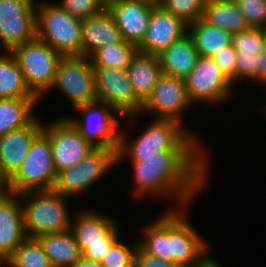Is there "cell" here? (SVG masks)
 Wrapping results in <instances>:
<instances>
[{
    "label": "cell",
    "instance_id": "obj_38",
    "mask_svg": "<svg viewBox=\"0 0 266 267\" xmlns=\"http://www.w3.org/2000/svg\"><path fill=\"white\" fill-rule=\"evenodd\" d=\"M213 60L219 66L220 70L227 78L235 84V65H236V50L231 45L224 47V50L217 52L212 56Z\"/></svg>",
    "mask_w": 266,
    "mask_h": 267
},
{
    "label": "cell",
    "instance_id": "obj_20",
    "mask_svg": "<svg viewBox=\"0 0 266 267\" xmlns=\"http://www.w3.org/2000/svg\"><path fill=\"white\" fill-rule=\"evenodd\" d=\"M19 199V194L0 193V254L6 259L27 239Z\"/></svg>",
    "mask_w": 266,
    "mask_h": 267
},
{
    "label": "cell",
    "instance_id": "obj_32",
    "mask_svg": "<svg viewBox=\"0 0 266 267\" xmlns=\"http://www.w3.org/2000/svg\"><path fill=\"white\" fill-rule=\"evenodd\" d=\"M266 37V29L252 28L232 33L231 44L236 52L260 54Z\"/></svg>",
    "mask_w": 266,
    "mask_h": 267
},
{
    "label": "cell",
    "instance_id": "obj_14",
    "mask_svg": "<svg viewBox=\"0 0 266 267\" xmlns=\"http://www.w3.org/2000/svg\"><path fill=\"white\" fill-rule=\"evenodd\" d=\"M36 37V4L33 0H0V43L11 52Z\"/></svg>",
    "mask_w": 266,
    "mask_h": 267
},
{
    "label": "cell",
    "instance_id": "obj_3",
    "mask_svg": "<svg viewBox=\"0 0 266 267\" xmlns=\"http://www.w3.org/2000/svg\"><path fill=\"white\" fill-rule=\"evenodd\" d=\"M19 197L22 202L24 230L27 238L70 230L72 221L67 210L69 197L62 196L53 190L23 192L19 194Z\"/></svg>",
    "mask_w": 266,
    "mask_h": 267
},
{
    "label": "cell",
    "instance_id": "obj_29",
    "mask_svg": "<svg viewBox=\"0 0 266 267\" xmlns=\"http://www.w3.org/2000/svg\"><path fill=\"white\" fill-rule=\"evenodd\" d=\"M40 99L0 98V136L28 125Z\"/></svg>",
    "mask_w": 266,
    "mask_h": 267
},
{
    "label": "cell",
    "instance_id": "obj_34",
    "mask_svg": "<svg viewBox=\"0 0 266 267\" xmlns=\"http://www.w3.org/2000/svg\"><path fill=\"white\" fill-rule=\"evenodd\" d=\"M206 0H163L160 6L187 24L202 17Z\"/></svg>",
    "mask_w": 266,
    "mask_h": 267
},
{
    "label": "cell",
    "instance_id": "obj_35",
    "mask_svg": "<svg viewBox=\"0 0 266 267\" xmlns=\"http://www.w3.org/2000/svg\"><path fill=\"white\" fill-rule=\"evenodd\" d=\"M249 27L266 29V0H234Z\"/></svg>",
    "mask_w": 266,
    "mask_h": 267
},
{
    "label": "cell",
    "instance_id": "obj_5",
    "mask_svg": "<svg viewBox=\"0 0 266 267\" xmlns=\"http://www.w3.org/2000/svg\"><path fill=\"white\" fill-rule=\"evenodd\" d=\"M56 176L50 139L42 131L32 142L21 167L7 181L6 192L50 191Z\"/></svg>",
    "mask_w": 266,
    "mask_h": 267
},
{
    "label": "cell",
    "instance_id": "obj_17",
    "mask_svg": "<svg viewBox=\"0 0 266 267\" xmlns=\"http://www.w3.org/2000/svg\"><path fill=\"white\" fill-rule=\"evenodd\" d=\"M186 34H188V24L185 21L161 6H154L144 39L138 46V52L158 55Z\"/></svg>",
    "mask_w": 266,
    "mask_h": 267
},
{
    "label": "cell",
    "instance_id": "obj_30",
    "mask_svg": "<svg viewBox=\"0 0 266 267\" xmlns=\"http://www.w3.org/2000/svg\"><path fill=\"white\" fill-rule=\"evenodd\" d=\"M137 52L135 44L122 40L99 48L90 56V60L93 67L126 69Z\"/></svg>",
    "mask_w": 266,
    "mask_h": 267
},
{
    "label": "cell",
    "instance_id": "obj_36",
    "mask_svg": "<svg viewBox=\"0 0 266 267\" xmlns=\"http://www.w3.org/2000/svg\"><path fill=\"white\" fill-rule=\"evenodd\" d=\"M57 4L74 18L81 21L104 9L98 0H62Z\"/></svg>",
    "mask_w": 266,
    "mask_h": 267
},
{
    "label": "cell",
    "instance_id": "obj_37",
    "mask_svg": "<svg viewBox=\"0 0 266 267\" xmlns=\"http://www.w3.org/2000/svg\"><path fill=\"white\" fill-rule=\"evenodd\" d=\"M260 61L259 54H242L236 52L235 84L245 79L257 81V68Z\"/></svg>",
    "mask_w": 266,
    "mask_h": 267
},
{
    "label": "cell",
    "instance_id": "obj_42",
    "mask_svg": "<svg viewBox=\"0 0 266 267\" xmlns=\"http://www.w3.org/2000/svg\"><path fill=\"white\" fill-rule=\"evenodd\" d=\"M119 1L120 0H98V2L100 3V5L104 9L110 8L113 4L118 3Z\"/></svg>",
    "mask_w": 266,
    "mask_h": 267
},
{
    "label": "cell",
    "instance_id": "obj_16",
    "mask_svg": "<svg viewBox=\"0 0 266 267\" xmlns=\"http://www.w3.org/2000/svg\"><path fill=\"white\" fill-rule=\"evenodd\" d=\"M192 105L186 93L185 80L162 74L151 95L142 104L141 113L153 114L155 119H172L182 123L181 114Z\"/></svg>",
    "mask_w": 266,
    "mask_h": 267
},
{
    "label": "cell",
    "instance_id": "obj_10",
    "mask_svg": "<svg viewBox=\"0 0 266 267\" xmlns=\"http://www.w3.org/2000/svg\"><path fill=\"white\" fill-rule=\"evenodd\" d=\"M117 152L94 149L79 164L58 172L52 190L66 197L84 193L103 178L109 169L117 166Z\"/></svg>",
    "mask_w": 266,
    "mask_h": 267
},
{
    "label": "cell",
    "instance_id": "obj_26",
    "mask_svg": "<svg viewBox=\"0 0 266 267\" xmlns=\"http://www.w3.org/2000/svg\"><path fill=\"white\" fill-rule=\"evenodd\" d=\"M161 213L143 227L144 238L139 239V247L149 255L158 257L163 261L172 262L170 255V209Z\"/></svg>",
    "mask_w": 266,
    "mask_h": 267
},
{
    "label": "cell",
    "instance_id": "obj_4",
    "mask_svg": "<svg viewBox=\"0 0 266 267\" xmlns=\"http://www.w3.org/2000/svg\"><path fill=\"white\" fill-rule=\"evenodd\" d=\"M36 37L62 56H82V21L57 2L36 3Z\"/></svg>",
    "mask_w": 266,
    "mask_h": 267
},
{
    "label": "cell",
    "instance_id": "obj_19",
    "mask_svg": "<svg viewBox=\"0 0 266 267\" xmlns=\"http://www.w3.org/2000/svg\"><path fill=\"white\" fill-rule=\"evenodd\" d=\"M153 7L140 0H120L108 9L122 39L138 47L144 39Z\"/></svg>",
    "mask_w": 266,
    "mask_h": 267
},
{
    "label": "cell",
    "instance_id": "obj_11",
    "mask_svg": "<svg viewBox=\"0 0 266 267\" xmlns=\"http://www.w3.org/2000/svg\"><path fill=\"white\" fill-rule=\"evenodd\" d=\"M68 98L73 107L97 100L95 74L90 57L63 56L52 85Z\"/></svg>",
    "mask_w": 266,
    "mask_h": 267
},
{
    "label": "cell",
    "instance_id": "obj_27",
    "mask_svg": "<svg viewBox=\"0 0 266 267\" xmlns=\"http://www.w3.org/2000/svg\"><path fill=\"white\" fill-rule=\"evenodd\" d=\"M0 98L39 99L28 88L20 65L11 52L0 54Z\"/></svg>",
    "mask_w": 266,
    "mask_h": 267
},
{
    "label": "cell",
    "instance_id": "obj_45",
    "mask_svg": "<svg viewBox=\"0 0 266 267\" xmlns=\"http://www.w3.org/2000/svg\"><path fill=\"white\" fill-rule=\"evenodd\" d=\"M4 265H7V259L2 254H0V267H4Z\"/></svg>",
    "mask_w": 266,
    "mask_h": 267
},
{
    "label": "cell",
    "instance_id": "obj_6",
    "mask_svg": "<svg viewBox=\"0 0 266 267\" xmlns=\"http://www.w3.org/2000/svg\"><path fill=\"white\" fill-rule=\"evenodd\" d=\"M11 53L20 65L28 88L41 100L51 91L63 56L38 37L16 46Z\"/></svg>",
    "mask_w": 266,
    "mask_h": 267
},
{
    "label": "cell",
    "instance_id": "obj_8",
    "mask_svg": "<svg viewBox=\"0 0 266 267\" xmlns=\"http://www.w3.org/2000/svg\"><path fill=\"white\" fill-rule=\"evenodd\" d=\"M186 208L170 209V255L180 267H211L217 259L209 258V245L187 221Z\"/></svg>",
    "mask_w": 266,
    "mask_h": 267
},
{
    "label": "cell",
    "instance_id": "obj_43",
    "mask_svg": "<svg viewBox=\"0 0 266 267\" xmlns=\"http://www.w3.org/2000/svg\"><path fill=\"white\" fill-rule=\"evenodd\" d=\"M7 187V180L3 177L0 171V193L5 192Z\"/></svg>",
    "mask_w": 266,
    "mask_h": 267
},
{
    "label": "cell",
    "instance_id": "obj_2",
    "mask_svg": "<svg viewBox=\"0 0 266 267\" xmlns=\"http://www.w3.org/2000/svg\"><path fill=\"white\" fill-rule=\"evenodd\" d=\"M183 123L172 119H153L134 141L125 140L127 136L121 131L120 145L117 152V164L129 158L139 162L168 150H203L200 142L188 131Z\"/></svg>",
    "mask_w": 266,
    "mask_h": 267
},
{
    "label": "cell",
    "instance_id": "obj_46",
    "mask_svg": "<svg viewBox=\"0 0 266 267\" xmlns=\"http://www.w3.org/2000/svg\"><path fill=\"white\" fill-rule=\"evenodd\" d=\"M211 267H222V266L218 261H216Z\"/></svg>",
    "mask_w": 266,
    "mask_h": 267
},
{
    "label": "cell",
    "instance_id": "obj_18",
    "mask_svg": "<svg viewBox=\"0 0 266 267\" xmlns=\"http://www.w3.org/2000/svg\"><path fill=\"white\" fill-rule=\"evenodd\" d=\"M43 125L36 117L25 127L0 136V171L7 181L21 167Z\"/></svg>",
    "mask_w": 266,
    "mask_h": 267
},
{
    "label": "cell",
    "instance_id": "obj_41",
    "mask_svg": "<svg viewBox=\"0 0 266 267\" xmlns=\"http://www.w3.org/2000/svg\"><path fill=\"white\" fill-rule=\"evenodd\" d=\"M73 267H102L99 261L89 260L82 257Z\"/></svg>",
    "mask_w": 266,
    "mask_h": 267
},
{
    "label": "cell",
    "instance_id": "obj_21",
    "mask_svg": "<svg viewBox=\"0 0 266 267\" xmlns=\"http://www.w3.org/2000/svg\"><path fill=\"white\" fill-rule=\"evenodd\" d=\"M122 40L109 9L82 20V56L90 57L99 48Z\"/></svg>",
    "mask_w": 266,
    "mask_h": 267
},
{
    "label": "cell",
    "instance_id": "obj_1",
    "mask_svg": "<svg viewBox=\"0 0 266 267\" xmlns=\"http://www.w3.org/2000/svg\"><path fill=\"white\" fill-rule=\"evenodd\" d=\"M204 150H168L133 165V195L174 197L176 209L187 207L208 181V160ZM205 153V155H204Z\"/></svg>",
    "mask_w": 266,
    "mask_h": 267
},
{
    "label": "cell",
    "instance_id": "obj_25",
    "mask_svg": "<svg viewBox=\"0 0 266 267\" xmlns=\"http://www.w3.org/2000/svg\"><path fill=\"white\" fill-rule=\"evenodd\" d=\"M201 19L231 33L249 28L234 0H206Z\"/></svg>",
    "mask_w": 266,
    "mask_h": 267
},
{
    "label": "cell",
    "instance_id": "obj_33",
    "mask_svg": "<svg viewBox=\"0 0 266 267\" xmlns=\"http://www.w3.org/2000/svg\"><path fill=\"white\" fill-rule=\"evenodd\" d=\"M139 243L132 246L118 238L100 261L102 267H134L136 251Z\"/></svg>",
    "mask_w": 266,
    "mask_h": 267
},
{
    "label": "cell",
    "instance_id": "obj_9",
    "mask_svg": "<svg viewBox=\"0 0 266 267\" xmlns=\"http://www.w3.org/2000/svg\"><path fill=\"white\" fill-rule=\"evenodd\" d=\"M71 222L70 231L80 246L83 257L101 261L112 244L120 238L118 225L112 218L97 211L81 210Z\"/></svg>",
    "mask_w": 266,
    "mask_h": 267
},
{
    "label": "cell",
    "instance_id": "obj_28",
    "mask_svg": "<svg viewBox=\"0 0 266 267\" xmlns=\"http://www.w3.org/2000/svg\"><path fill=\"white\" fill-rule=\"evenodd\" d=\"M199 56L212 57L224 47L231 45L232 33L204 22L201 18L188 24Z\"/></svg>",
    "mask_w": 266,
    "mask_h": 267
},
{
    "label": "cell",
    "instance_id": "obj_44",
    "mask_svg": "<svg viewBox=\"0 0 266 267\" xmlns=\"http://www.w3.org/2000/svg\"><path fill=\"white\" fill-rule=\"evenodd\" d=\"M140 1L150 3L154 6H160V4L163 0H140Z\"/></svg>",
    "mask_w": 266,
    "mask_h": 267
},
{
    "label": "cell",
    "instance_id": "obj_23",
    "mask_svg": "<svg viewBox=\"0 0 266 267\" xmlns=\"http://www.w3.org/2000/svg\"><path fill=\"white\" fill-rule=\"evenodd\" d=\"M126 70L135 96L144 103L162 75L157 55L137 52Z\"/></svg>",
    "mask_w": 266,
    "mask_h": 267
},
{
    "label": "cell",
    "instance_id": "obj_24",
    "mask_svg": "<svg viewBox=\"0 0 266 267\" xmlns=\"http://www.w3.org/2000/svg\"><path fill=\"white\" fill-rule=\"evenodd\" d=\"M35 239L42 246L53 267H73L83 257L70 230L41 234Z\"/></svg>",
    "mask_w": 266,
    "mask_h": 267
},
{
    "label": "cell",
    "instance_id": "obj_15",
    "mask_svg": "<svg viewBox=\"0 0 266 267\" xmlns=\"http://www.w3.org/2000/svg\"><path fill=\"white\" fill-rule=\"evenodd\" d=\"M43 132L50 139L56 173L79 164L95 149L81 136L67 117L43 125Z\"/></svg>",
    "mask_w": 266,
    "mask_h": 267
},
{
    "label": "cell",
    "instance_id": "obj_13",
    "mask_svg": "<svg viewBox=\"0 0 266 267\" xmlns=\"http://www.w3.org/2000/svg\"><path fill=\"white\" fill-rule=\"evenodd\" d=\"M184 80L186 93L192 104H220L232 95L235 86L213 58L205 56H199L195 68Z\"/></svg>",
    "mask_w": 266,
    "mask_h": 267
},
{
    "label": "cell",
    "instance_id": "obj_31",
    "mask_svg": "<svg viewBox=\"0 0 266 267\" xmlns=\"http://www.w3.org/2000/svg\"><path fill=\"white\" fill-rule=\"evenodd\" d=\"M7 267H53L35 238H27L7 258Z\"/></svg>",
    "mask_w": 266,
    "mask_h": 267
},
{
    "label": "cell",
    "instance_id": "obj_12",
    "mask_svg": "<svg viewBox=\"0 0 266 267\" xmlns=\"http://www.w3.org/2000/svg\"><path fill=\"white\" fill-rule=\"evenodd\" d=\"M93 69L97 100L106 102L128 122L139 116L143 103L135 96L127 70L109 67Z\"/></svg>",
    "mask_w": 266,
    "mask_h": 267
},
{
    "label": "cell",
    "instance_id": "obj_40",
    "mask_svg": "<svg viewBox=\"0 0 266 267\" xmlns=\"http://www.w3.org/2000/svg\"><path fill=\"white\" fill-rule=\"evenodd\" d=\"M260 61L257 68V82L258 83H266V37L263 45V49L261 51Z\"/></svg>",
    "mask_w": 266,
    "mask_h": 267
},
{
    "label": "cell",
    "instance_id": "obj_39",
    "mask_svg": "<svg viewBox=\"0 0 266 267\" xmlns=\"http://www.w3.org/2000/svg\"><path fill=\"white\" fill-rule=\"evenodd\" d=\"M134 267H180L174 262H166L144 252L138 247L135 255Z\"/></svg>",
    "mask_w": 266,
    "mask_h": 267
},
{
    "label": "cell",
    "instance_id": "obj_7",
    "mask_svg": "<svg viewBox=\"0 0 266 267\" xmlns=\"http://www.w3.org/2000/svg\"><path fill=\"white\" fill-rule=\"evenodd\" d=\"M75 109L83 117L67 119L89 144L95 149H119L121 139L119 120L124 117L118 111L100 100L77 106Z\"/></svg>",
    "mask_w": 266,
    "mask_h": 267
},
{
    "label": "cell",
    "instance_id": "obj_22",
    "mask_svg": "<svg viewBox=\"0 0 266 267\" xmlns=\"http://www.w3.org/2000/svg\"><path fill=\"white\" fill-rule=\"evenodd\" d=\"M162 74L185 79L195 68L199 54L189 34L175 41L158 55Z\"/></svg>",
    "mask_w": 266,
    "mask_h": 267
}]
</instances>
